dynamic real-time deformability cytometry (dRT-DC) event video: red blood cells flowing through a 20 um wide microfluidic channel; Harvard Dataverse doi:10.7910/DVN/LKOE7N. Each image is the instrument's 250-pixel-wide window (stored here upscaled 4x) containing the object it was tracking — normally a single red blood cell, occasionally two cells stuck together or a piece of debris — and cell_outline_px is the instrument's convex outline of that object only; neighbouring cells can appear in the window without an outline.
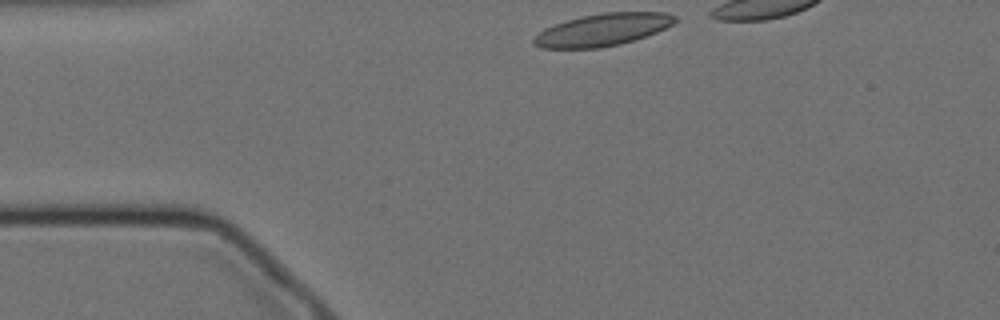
{"species": "Egyptian fruit bat (a non-hibernating species)", "species_latin": "Rousettus aegyptiacus", "temperature_condition": "cold", "stored_images_in_passage": 21, "camera_frame_rate_fps": 3000, "um_per_image_px": 0.085, "animal": {"sex": "female"}, "frame": {"image": 1, "passage_image": 1, "time_ms": 0.0, "image_size_px": [1000, 320], "cell_outline_px": [[680, 20], [656, 32], [620, 44], [600, 48], [540, 48], [532, 44], [532, 40], [544, 28], [580, 16], [604, 12], [668, 12], [676, 16]], "centroid_in_image_um": [51.23, 2.52], "position_along_channel_um": 33.8, "area_um2": 26.53}}
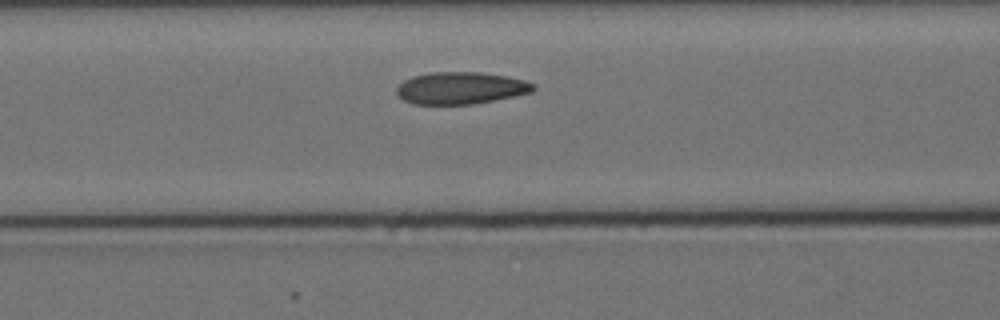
{"frame": {"image": 2, "passage_image": 12, "time_ms": 3.667, "image_size_px": [1000, 320], "cell_outline_px": [[536, 88], [532, 92], [472, 104], [412, 104], [396, 96], [396, 88], [404, 80], [412, 76], [432, 72], [480, 72], [504, 76], [524, 80], [536, 84]], "centroid_in_image_um": [39.12, 7.48], "position_along_channel_um": 127.5, "area_um2": 25.49}}
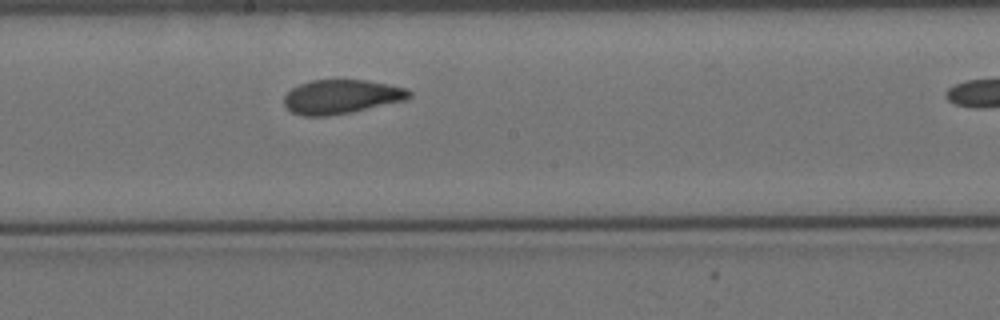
{"frame": {"image": 3, "passage_image": 20, "time_ms": 6.333, "image_size_px": [1000, 320], "cell_outline_px": [[412, 96], [404, 100], [352, 112], [328, 116], [300, 116], [292, 112], [284, 104], [284, 96], [292, 88], [300, 84], [312, 80], [368, 80], [404, 88], [412, 92]], "centroid_in_image_um": [28.99, 8.23], "position_along_channel_um": 219.2, "area_um2": 24.74}}